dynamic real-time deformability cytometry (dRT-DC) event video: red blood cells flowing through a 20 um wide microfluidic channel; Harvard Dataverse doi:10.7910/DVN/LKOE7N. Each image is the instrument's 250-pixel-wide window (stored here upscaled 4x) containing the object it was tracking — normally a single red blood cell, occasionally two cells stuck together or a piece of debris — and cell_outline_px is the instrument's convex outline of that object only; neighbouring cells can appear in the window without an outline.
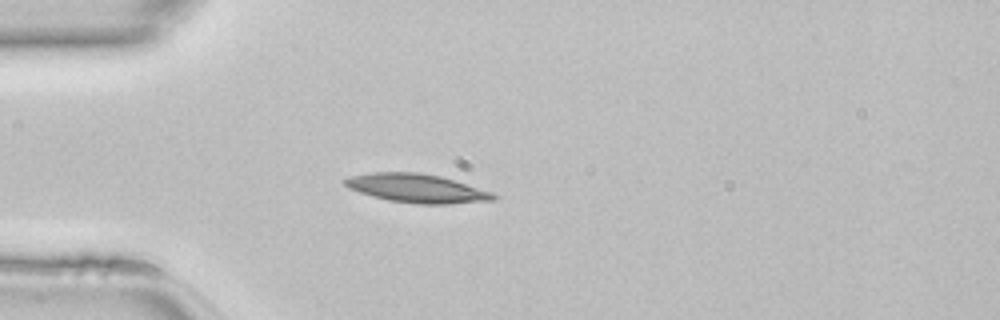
{"species": "common noctule bat (a hibernating species)", "species_latin": "Nyctalus noctula", "temperature_condition": "room temperature", "stored_images_in_passage": 35, "camera_frame_rate_fps": 3000, "um_per_image_px": 0.085, "animal": {"sex": "female", "body_mass_g": 22.7, "forearm_length_mm": 54.2}, "frame": {"image": 1, "passage_image": 1, "time_ms": 0.0, "image_size_px": [1000, 320], "cell_outline_px": [[496, 200], [448, 204], [420, 204], [388, 200], [372, 196], [348, 188], [340, 180], [352, 176], [372, 172], [416, 172], [440, 176], [492, 192], [496, 196]], "centroid_in_image_um": [35.4, 16.0], "position_along_channel_um": 49.6, "area_um2": 24.68}}
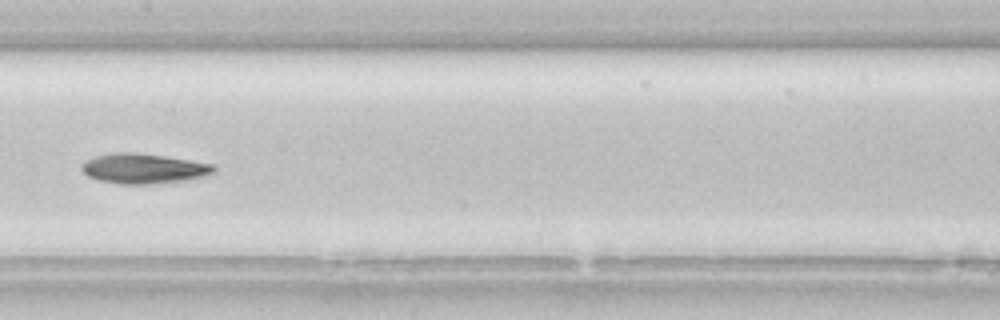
{"frame": {"image": 2, "passage_image": 12, "time_ms": 3.667, "image_size_px": [1000, 320], "cell_outline_px": [[216, 172], [204, 176], [184, 180], [152, 184], [120, 184], [96, 180], [88, 176], [80, 168], [80, 164], [84, 160], [96, 156], [112, 152], [136, 152], [164, 156], [212, 164], [216, 168]], "centroid_in_image_um": [12.15, 14.32], "position_along_channel_um": 195.3, "area_um2": 23.24}}
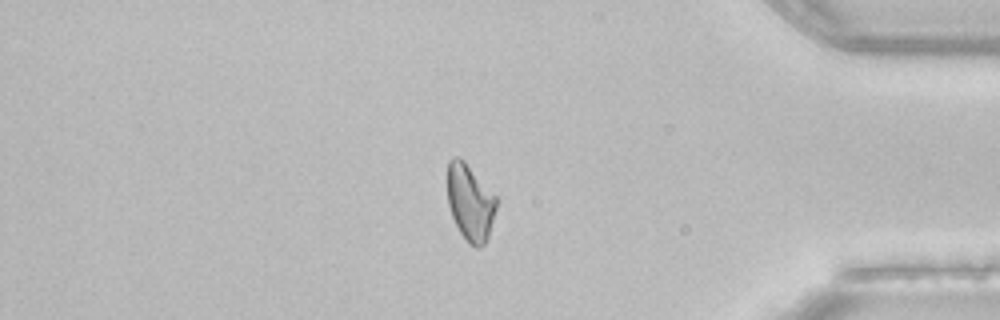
{"frame": {"image": 3, "passage_image": 28, "time_ms": 9.0, "image_size_px": [1000, 320], "cell_outline_px": [[496, 208], [488, 236], [484, 244], [480, 248], [476, 248], [468, 244], [460, 232], [452, 216], [448, 204], [448, 160], [452, 156], [460, 156], [464, 160], [496, 196]], "centroid_in_image_um": [39.95, 17.19], "position_along_channel_um": 395.3, "area_um2": 21.73}}